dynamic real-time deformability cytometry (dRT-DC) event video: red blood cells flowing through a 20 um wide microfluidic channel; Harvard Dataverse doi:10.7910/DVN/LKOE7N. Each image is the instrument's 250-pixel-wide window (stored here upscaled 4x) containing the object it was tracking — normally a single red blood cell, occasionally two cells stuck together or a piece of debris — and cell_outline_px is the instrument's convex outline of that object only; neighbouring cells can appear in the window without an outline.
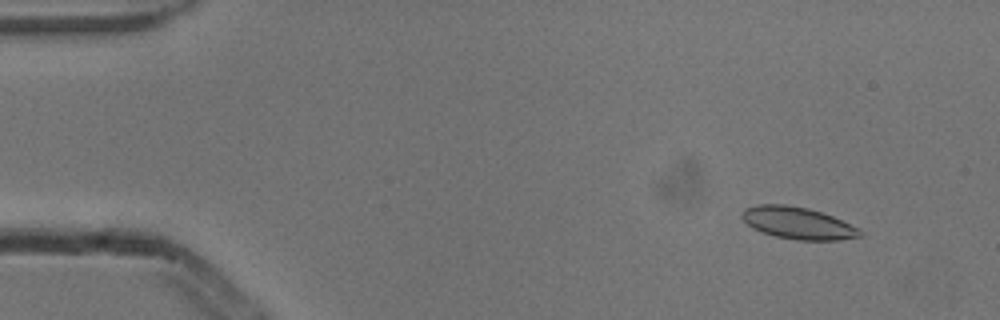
{"species": "common noctule bat (a hibernating species)", "species_latin": "Nyctalus noctula", "temperature_condition": "cold", "stored_images_in_passage": 53, "camera_frame_rate_fps": 3000, "um_per_image_px": 0.085, "animal": {"sex": "male", "body_mass_g": 13.3}, "frame": {"image": 1, "passage_image": 5, "time_ms": 1.333, "image_size_px": [1000, 320], "cell_outline_px": [[864, 236], [840, 240], [796, 240], [776, 236], [752, 228], [740, 216], [740, 212], [744, 208], [756, 204], [788, 204], [808, 208], [832, 216], [860, 228], [864, 232]], "centroid_in_image_um": [67.83, 18.95], "position_along_channel_um": 17.2, "area_um2": 22.25}}
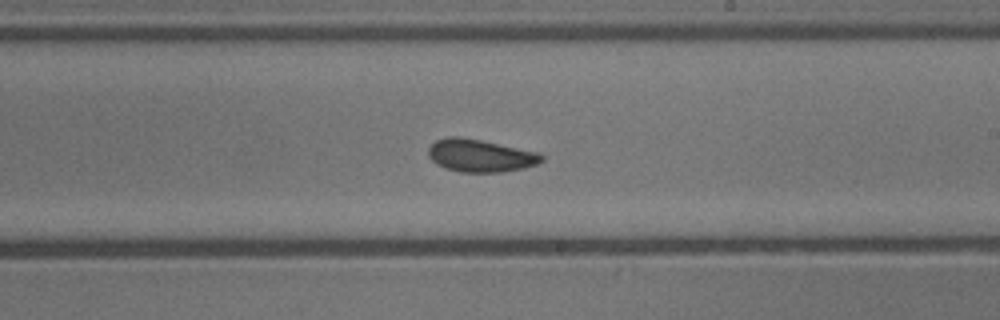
{"frame": {"image": 2, "passage_image": 31, "time_ms": 10.0, "image_size_px": [1000, 320], "cell_outline_px": [[544, 160], [536, 164], [524, 168], [504, 172], [460, 172], [444, 168], [436, 164], [428, 156], [428, 148], [436, 140], [448, 136], [460, 136], [540, 152], [544, 156]], "centroid_in_image_um": [40.83, 13.23], "position_along_channel_um": 248.2, "area_um2": 21.73}}
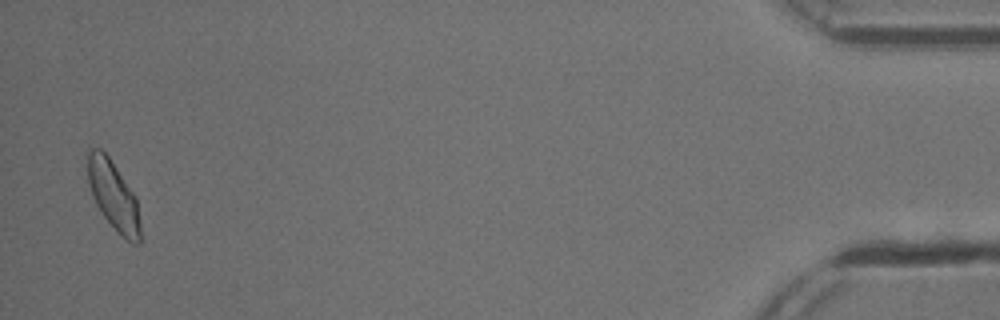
{"frame": {"image": 3, "passage_image": 52, "time_ms": 17.0, "image_size_px": [1000, 320], "cell_outline_px": [[140, 244], [132, 244], [120, 236], [104, 216], [96, 204], [92, 196], [88, 184], [88, 148], [100, 148], [108, 156], [136, 196], [140, 224]], "centroid_in_image_um": [9.65, 16.65], "position_along_channel_um": 425.6, "area_um2": 21.15}, "authors_computed_cell_mechanics": {"area_um2": 21.6172, "velocity_mm_per_s": 3.8559, "shape_relaxation_time_tau1_ms": 2.4678, "shape_relaxation_time_tau2_ms": 1.4362, "deformation_change_tau1": 0.0756, "deformation_change_tau2": 0.064}}